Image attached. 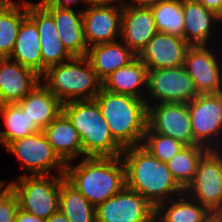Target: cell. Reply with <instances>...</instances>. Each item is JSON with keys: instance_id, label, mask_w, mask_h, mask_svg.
Segmentation results:
<instances>
[{"instance_id": "cell-1", "label": "cell", "mask_w": 222, "mask_h": 222, "mask_svg": "<svg viewBox=\"0 0 222 222\" xmlns=\"http://www.w3.org/2000/svg\"><path fill=\"white\" fill-rule=\"evenodd\" d=\"M121 158L125 165L126 187L146 198L153 207L184 193L166 163L142 145L124 148Z\"/></svg>"}, {"instance_id": "cell-2", "label": "cell", "mask_w": 222, "mask_h": 222, "mask_svg": "<svg viewBox=\"0 0 222 222\" xmlns=\"http://www.w3.org/2000/svg\"><path fill=\"white\" fill-rule=\"evenodd\" d=\"M66 164L65 179L94 207L126 186L125 165L119 157H83Z\"/></svg>"}, {"instance_id": "cell-3", "label": "cell", "mask_w": 222, "mask_h": 222, "mask_svg": "<svg viewBox=\"0 0 222 222\" xmlns=\"http://www.w3.org/2000/svg\"><path fill=\"white\" fill-rule=\"evenodd\" d=\"M94 100L100 107L111 135L123 148L142 145L148 117L145 100L103 88Z\"/></svg>"}, {"instance_id": "cell-4", "label": "cell", "mask_w": 222, "mask_h": 222, "mask_svg": "<svg viewBox=\"0 0 222 222\" xmlns=\"http://www.w3.org/2000/svg\"><path fill=\"white\" fill-rule=\"evenodd\" d=\"M62 112L78 131L83 157H119L124 148L113 138L95 100L63 103Z\"/></svg>"}, {"instance_id": "cell-5", "label": "cell", "mask_w": 222, "mask_h": 222, "mask_svg": "<svg viewBox=\"0 0 222 222\" xmlns=\"http://www.w3.org/2000/svg\"><path fill=\"white\" fill-rule=\"evenodd\" d=\"M40 77L41 82L62 103L94 100L103 88V82L86 56L73 57L69 61L50 66Z\"/></svg>"}, {"instance_id": "cell-6", "label": "cell", "mask_w": 222, "mask_h": 222, "mask_svg": "<svg viewBox=\"0 0 222 222\" xmlns=\"http://www.w3.org/2000/svg\"><path fill=\"white\" fill-rule=\"evenodd\" d=\"M65 175L17 176L7 183L18 198L19 209L44 220L59 211L60 182Z\"/></svg>"}, {"instance_id": "cell-7", "label": "cell", "mask_w": 222, "mask_h": 222, "mask_svg": "<svg viewBox=\"0 0 222 222\" xmlns=\"http://www.w3.org/2000/svg\"><path fill=\"white\" fill-rule=\"evenodd\" d=\"M188 111L194 144L222 150V92L196 96L188 102Z\"/></svg>"}, {"instance_id": "cell-8", "label": "cell", "mask_w": 222, "mask_h": 222, "mask_svg": "<svg viewBox=\"0 0 222 222\" xmlns=\"http://www.w3.org/2000/svg\"><path fill=\"white\" fill-rule=\"evenodd\" d=\"M5 149L22 163L26 175H53V168L59 175H65L66 163L54 151L43 131L15 140Z\"/></svg>"}, {"instance_id": "cell-9", "label": "cell", "mask_w": 222, "mask_h": 222, "mask_svg": "<svg viewBox=\"0 0 222 222\" xmlns=\"http://www.w3.org/2000/svg\"><path fill=\"white\" fill-rule=\"evenodd\" d=\"M198 95L194 82L184 66L148 70L145 96L147 105L188 103Z\"/></svg>"}, {"instance_id": "cell-10", "label": "cell", "mask_w": 222, "mask_h": 222, "mask_svg": "<svg viewBox=\"0 0 222 222\" xmlns=\"http://www.w3.org/2000/svg\"><path fill=\"white\" fill-rule=\"evenodd\" d=\"M184 193L215 216L222 210V150H209L202 157Z\"/></svg>"}, {"instance_id": "cell-11", "label": "cell", "mask_w": 222, "mask_h": 222, "mask_svg": "<svg viewBox=\"0 0 222 222\" xmlns=\"http://www.w3.org/2000/svg\"><path fill=\"white\" fill-rule=\"evenodd\" d=\"M96 222H155V207L125 186L96 207Z\"/></svg>"}, {"instance_id": "cell-12", "label": "cell", "mask_w": 222, "mask_h": 222, "mask_svg": "<svg viewBox=\"0 0 222 222\" xmlns=\"http://www.w3.org/2000/svg\"><path fill=\"white\" fill-rule=\"evenodd\" d=\"M213 50L208 45H198L190 46L186 52L184 68L199 95L222 92V59Z\"/></svg>"}, {"instance_id": "cell-13", "label": "cell", "mask_w": 222, "mask_h": 222, "mask_svg": "<svg viewBox=\"0 0 222 222\" xmlns=\"http://www.w3.org/2000/svg\"><path fill=\"white\" fill-rule=\"evenodd\" d=\"M148 107L147 126L185 146L194 145L188 103H158Z\"/></svg>"}, {"instance_id": "cell-14", "label": "cell", "mask_w": 222, "mask_h": 222, "mask_svg": "<svg viewBox=\"0 0 222 222\" xmlns=\"http://www.w3.org/2000/svg\"><path fill=\"white\" fill-rule=\"evenodd\" d=\"M82 11L84 38L88 48L120 40L123 2L87 5Z\"/></svg>"}, {"instance_id": "cell-15", "label": "cell", "mask_w": 222, "mask_h": 222, "mask_svg": "<svg viewBox=\"0 0 222 222\" xmlns=\"http://www.w3.org/2000/svg\"><path fill=\"white\" fill-rule=\"evenodd\" d=\"M156 33L151 8L124 0L120 41L138 56Z\"/></svg>"}, {"instance_id": "cell-16", "label": "cell", "mask_w": 222, "mask_h": 222, "mask_svg": "<svg viewBox=\"0 0 222 222\" xmlns=\"http://www.w3.org/2000/svg\"><path fill=\"white\" fill-rule=\"evenodd\" d=\"M189 47L181 36L157 32L137 57L148 70L180 67Z\"/></svg>"}, {"instance_id": "cell-17", "label": "cell", "mask_w": 222, "mask_h": 222, "mask_svg": "<svg viewBox=\"0 0 222 222\" xmlns=\"http://www.w3.org/2000/svg\"><path fill=\"white\" fill-rule=\"evenodd\" d=\"M27 15L35 22L40 35L42 74L50 66L73 58L60 40L52 15L42 5L27 8Z\"/></svg>"}, {"instance_id": "cell-18", "label": "cell", "mask_w": 222, "mask_h": 222, "mask_svg": "<svg viewBox=\"0 0 222 222\" xmlns=\"http://www.w3.org/2000/svg\"><path fill=\"white\" fill-rule=\"evenodd\" d=\"M33 69L11 60L0 58V105L20 102L40 81Z\"/></svg>"}, {"instance_id": "cell-19", "label": "cell", "mask_w": 222, "mask_h": 222, "mask_svg": "<svg viewBox=\"0 0 222 222\" xmlns=\"http://www.w3.org/2000/svg\"><path fill=\"white\" fill-rule=\"evenodd\" d=\"M41 5L52 15L58 29L60 40L73 57L87 55L88 46L84 38L83 11L75 8L66 9L49 5L42 0Z\"/></svg>"}, {"instance_id": "cell-20", "label": "cell", "mask_w": 222, "mask_h": 222, "mask_svg": "<svg viewBox=\"0 0 222 222\" xmlns=\"http://www.w3.org/2000/svg\"><path fill=\"white\" fill-rule=\"evenodd\" d=\"M182 8L185 41L190 46L209 45L213 25L221 23L219 16L197 0H182Z\"/></svg>"}, {"instance_id": "cell-21", "label": "cell", "mask_w": 222, "mask_h": 222, "mask_svg": "<svg viewBox=\"0 0 222 222\" xmlns=\"http://www.w3.org/2000/svg\"><path fill=\"white\" fill-rule=\"evenodd\" d=\"M147 80L148 69L136 57L128 65L112 72L103 81V89L145 100Z\"/></svg>"}, {"instance_id": "cell-22", "label": "cell", "mask_w": 222, "mask_h": 222, "mask_svg": "<svg viewBox=\"0 0 222 222\" xmlns=\"http://www.w3.org/2000/svg\"><path fill=\"white\" fill-rule=\"evenodd\" d=\"M54 151L67 164L83 157V147L78 131L68 117L61 112L44 130Z\"/></svg>"}, {"instance_id": "cell-23", "label": "cell", "mask_w": 222, "mask_h": 222, "mask_svg": "<svg viewBox=\"0 0 222 222\" xmlns=\"http://www.w3.org/2000/svg\"><path fill=\"white\" fill-rule=\"evenodd\" d=\"M86 57L103 82L112 72L128 65L137 56L123 42L113 41L89 47Z\"/></svg>"}, {"instance_id": "cell-24", "label": "cell", "mask_w": 222, "mask_h": 222, "mask_svg": "<svg viewBox=\"0 0 222 222\" xmlns=\"http://www.w3.org/2000/svg\"><path fill=\"white\" fill-rule=\"evenodd\" d=\"M44 130L61 112L63 103L40 81L17 103Z\"/></svg>"}, {"instance_id": "cell-25", "label": "cell", "mask_w": 222, "mask_h": 222, "mask_svg": "<svg viewBox=\"0 0 222 222\" xmlns=\"http://www.w3.org/2000/svg\"><path fill=\"white\" fill-rule=\"evenodd\" d=\"M215 217L204 205L185 193L155 208V222H215Z\"/></svg>"}, {"instance_id": "cell-26", "label": "cell", "mask_w": 222, "mask_h": 222, "mask_svg": "<svg viewBox=\"0 0 222 222\" xmlns=\"http://www.w3.org/2000/svg\"><path fill=\"white\" fill-rule=\"evenodd\" d=\"M40 35L35 22L27 15L20 24L10 59L42 75Z\"/></svg>"}, {"instance_id": "cell-27", "label": "cell", "mask_w": 222, "mask_h": 222, "mask_svg": "<svg viewBox=\"0 0 222 222\" xmlns=\"http://www.w3.org/2000/svg\"><path fill=\"white\" fill-rule=\"evenodd\" d=\"M0 116L6 128L0 131V144L5 148L15 140L43 131L17 103L0 105Z\"/></svg>"}, {"instance_id": "cell-28", "label": "cell", "mask_w": 222, "mask_h": 222, "mask_svg": "<svg viewBox=\"0 0 222 222\" xmlns=\"http://www.w3.org/2000/svg\"><path fill=\"white\" fill-rule=\"evenodd\" d=\"M59 211L70 222H96V207L65 178L60 182Z\"/></svg>"}, {"instance_id": "cell-29", "label": "cell", "mask_w": 222, "mask_h": 222, "mask_svg": "<svg viewBox=\"0 0 222 222\" xmlns=\"http://www.w3.org/2000/svg\"><path fill=\"white\" fill-rule=\"evenodd\" d=\"M208 151L202 145L184 146L166 163L174 180L183 190L192 182L200 160Z\"/></svg>"}, {"instance_id": "cell-30", "label": "cell", "mask_w": 222, "mask_h": 222, "mask_svg": "<svg viewBox=\"0 0 222 222\" xmlns=\"http://www.w3.org/2000/svg\"><path fill=\"white\" fill-rule=\"evenodd\" d=\"M157 32L184 38L182 0H160L150 6Z\"/></svg>"}, {"instance_id": "cell-31", "label": "cell", "mask_w": 222, "mask_h": 222, "mask_svg": "<svg viewBox=\"0 0 222 222\" xmlns=\"http://www.w3.org/2000/svg\"><path fill=\"white\" fill-rule=\"evenodd\" d=\"M27 8L14 5H0V58L10 57Z\"/></svg>"}, {"instance_id": "cell-32", "label": "cell", "mask_w": 222, "mask_h": 222, "mask_svg": "<svg viewBox=\"0 0 222 222\" xmlns=\"http://www.w3.org/2000/svg\"><path fill=\"white\" fill-rule=\"evenodd\" d=\"M142 146L155 158L167 163L185 145L172 137L155 133L147 126Z\"/></svg>"}, {"instance_id": "cell-33", "label": "cell", "mask_w": 222, "mask_h": 222, "mask_svg": "<svg viewBox=\"0 0 222 222\" xmlns=\"http://www.w3.org/2000/svg\"><path fill=\"white\" fill-rule=\"evenodd\" d=\"M18 209V198L7 185L0 192V222H14Z\"/></svg>"}, {"instance_id": "cell-34", "label": "cell", "mask_w": 222, "mask_h": 222, "mask_svg": "<svg viewBox=\"0 0 222 222\" xmlns=\"http://www.w3.org/2000/svg\"><path fill=\"white\" fill-rule=\"evenodd\" d=\"M14 222H45L43 218L18 209Z\"/></svg>"}, {"instance_id": "cell-35", "label": "cell", "mask_w": 222, "mask_h": 222, "mask_svg": "<svg viewBox=\"0 0 222 222\" xmlns=\"http://www.w3.org/2000/svg\"><path fill=\"white\" fill-rule=\"evenodd\" d=\"M201 2L206 8L215 12L221 21L222 0H197Z\"/></svg>"}, {"instance_id": "cell-36", "label": "cell", "mask_w": 222, "mask_h": 222, "mask_svg": "<svg viewBox=\"0 0 222 222\" xmlns=\"http://www.w3.org/2000/svg\"><path fill=\"white\" fill-rule=\"evenodd\" d=\"M49 5L56 6L58 8L71 9V5L79 6L81 0H45ZM84 2V0H82Z\"/></svg>"}, {"instance_id": "cell-37", "label": "cell", "mask_w": 222, "mask_h": 222, "mask_svg": "<svg viewBox=\"0 0 222 222\" xmlns=\"http://www.w3.org/2000/svg\"><path fill=\"white\" fill-rule=\"evenodd\" d=\"M42 0H40L37 3L31 2V1H24L21 4L19 2L13 1V0H0V5H14V6H22L25 8L33 7L41 5Z\"/></svg>"}, {"instance_id": "cell-38", "label": "cell", "mask_w": 222, "mask_h": 222, "mask_svg": "<svg viewBox=\"0 0 222 222\" xmlns=\"http://www.w3.org/2000/svg\"><path fill=\"white\" fill-rule=\"evenodd\" d=\"M45 222H70L67 217L62 214L60 211L52 214Z\"/></svg>"}, {"instance_id": "cell-39", "label": "cell", "mask_w": 222, "mask_h": 222, "mask_svg": "<svg viewBox=\"0 0 222 222\" xmlns=\"http://www.w3.org/2000/svg\"><path fill=\"white\" fill-rule=\"evenodd\" d=\"M124 0H84V3L87 5H101V4H113V3H121Z\"/></svg>"}, {"instance_id": "cell-40", "label": "cell", "mask_w": 222, "mask_h": 222, "mask_svg": "<svg viewBox=\"0 0 222 222\" xmlns=\"http://www.w3.org/2000/svg\"><path fill=\"white\" fill-rule=\"evenodd\" d=\"M160 0H130L129 2L131 4L137 5V6H147L150 7L156 3H158Z\"/></svg>"}, {"instance_id": "cell-41", "label": "cell", "mask_w": 222, "mask_h": 222, "mask_svg": "<svg viewBox=\"0 0 222 222\" xmlns=\"http://www.w3.org/2000/svg\"><path fill=\"white\" fill-rule=\"evenodd\" d=\"M4 181H0V192L7 186Z\"/></svg>"}, {"instance_id": "cell-42", "label": "cell", "mask_w": 222, "mask_h": 222, "mask_svg": "<svg viewBox=\"0 0 222 222\" xmlns=\"http://www.w3.org/2000/svg\"><path fill=\"white\" fill-rule=\"evenodd\" d=\"M216 216L222 221V210Z\"/></svg>"}, {"instance_id": "cell-43", "label": "cell", "mask_w": 222, "mask_h": 222, "mask_svg": "<svg viewBox=\"0 0 222 222\" xmlns=\"http://www.w3.org/2000/svg\"><path fill=\"white\" fill-rule=\"evenodd\" d=\"M215 222H222L217 216L215 217Z\"/></svg>"}]
</instances>
